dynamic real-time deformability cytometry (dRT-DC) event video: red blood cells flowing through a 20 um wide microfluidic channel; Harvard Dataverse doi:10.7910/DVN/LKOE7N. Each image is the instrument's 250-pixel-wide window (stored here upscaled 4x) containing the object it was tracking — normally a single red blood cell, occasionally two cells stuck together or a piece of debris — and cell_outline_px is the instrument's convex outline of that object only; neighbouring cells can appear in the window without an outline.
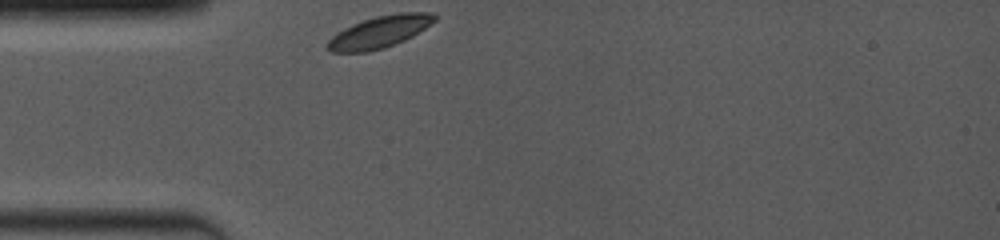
{"species": "common noctule bat (a hibernating species)", "species_latin": "Nyctalus noctula", "temperature_condition": "room temperature", "stored_images_in_passage": 10, "camera_frame_rate_fps": 4000, "um_per_image_px": 0.085, "animal": {"sex": "female", "body_mass_g": 19.0, "forearm_length_mm": 53.3}, "frame": {"image": 1, "passage_image": 1, "time_ms": 0.0, "image_size_px": [1000, 240], "cell_outline_px": [[436, 20], [412, 36], [404, 40], [384, 48], [368, 52], [328, 52], [324, 48], [324, 44], [336, 32], [352, 24], [376, 16], [400, 12], [432, 12], [436, 16]], "centroid_in_image_um": [32.2, 2.72], "position_along_channel_um": 52.8, "area_um2": 20.06}}
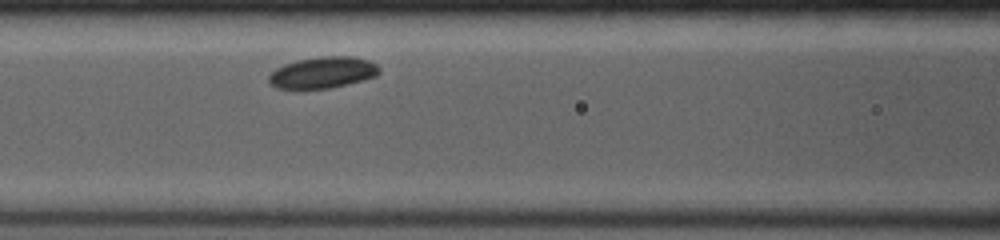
{"frame": {"image": 2, "passage_image": 6, "time_ms": 2.5, "image_size_px": [1000, 240], "cell_outline_px": [[380, 72], [376, 76], [364, 80], [348, 84], [328, 88], [276, 88], [268, 80], [268, 76], [276, 68], [284, 64], [300, 60], [324, 56], [352, 56], [368, 60], [376, 64], [380, 68]], "centroid_in_image_um": [27.47, 6.16], "position_along_channel_um": 139.1, "area_um2": 20.0}}
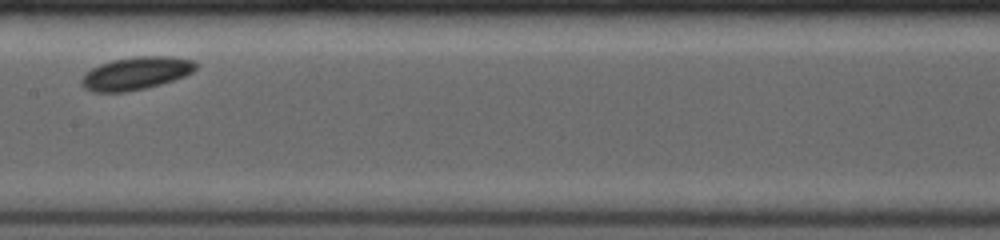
{"frame": {"image": 3, "passage_image": 9, "time_ms": 4.0, "image_size_px": [1000, 240], "cell_outline_px": [[196, 68], [192, 72], [184, 76], [160, 84], [144, 88], [124, 92], [92, 92], [84, 88], [80, 84], [80, 80], [84, 72], [100, 64], [112, 60], [136, 56], [172, 56], [192, 60], [196, 64]], "centroid_in_image_um": [11.5, 6.23], "position_along_channel_um": 195.9, "area_um2": 21.85}}